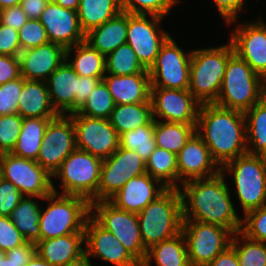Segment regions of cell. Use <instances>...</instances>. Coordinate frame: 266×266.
<instances>
[{"label": "cell", "instance_id": "ffe728a7", "mask_svg": "<svg viewBox=\"0 0 266 266\" xmlns=\"http://www.w3.org/2000/svg\"><path fill=\"white\" fill-rule=\"evenodd\" d=\"M44 26L51 43L63 46L65 49L85 41L78 14L75 10L64 8L49 2L38 19Z\"/></svg>", "mask_w": 266, "mask_h": 266}, {"label": "cell", "instance_id": "2e32d148", "mask_svg": "<svg viewBox=\"0 0 266 266\" xmlns=\"http://www.w3.org/2000/svg\"><path fill=\"white\" fill-rule=\"evenodd\" d=\"M145 172V160L134 150L119 146L102 162L97 201H108L127 181Z\"/></svg>", "mask_w": 266, "mask_h": 266}, {"label": "cell", "instance_id": "91938a15", "mask_svg": "<svg viewBox=\"0 0 266 266\" xmlns=\"http://www.w3.org/2000/svg\"><path fill=\"white\" fill-rule=\"evenodd\" d=\"M90 259L91 258L86 253H84L78 259L69 262L65 266H93L91 264V260Z\"/></svg>", "mask_w": 266, "mask_h": 266}, {"label": "cell", "instance_id": "ac0fdd59", "mask_svg": "<svg viewBox=\"0 0 266 266\" xmlns=\"http://www.w3.org/2000/svg\"><path fill=\"white\" fill-rule=\"evenodd\" d=\"M230 33L234 52L266 81V23L262 19L238 24Z\"/></svg>", "mask_w": 266, "mask_h": 266}, {"label": "cell", "instance_id": "9a60e30c", "mask_svg": "<svg viewBox=\"0 0 266 266\" xmlns=\"http://www.w3.org/2000/svg\"><path fill=\"white\" fill-rule=\"evenodd\" d=\"M76 147L75 129L69 115L59 114L45 129L36 162L50 175Z\"/></svg>", "mask_w": 266, "mask_h": 266}, {"label": "cell", "instance_id": "11a10c76", "mask_svg": "<svg viewBox=\"0 0 266 266\" xmlns=\"http://www.w3.org/2000/svg\"><path fill=\"white\" fill-rule=\"evenodd\" d=\"M36 254V243L27 241L21 246L15 247L12 250L5 252V256L9 260L16 263H28Z\"/></svg>", "mask_w": 266, "mask_h": 266}, {"label": "cell", "instance_id": "6125c7cd", "mask_svg": "<svg viewBox=\"0 0 266 266\" xmlns=\"http://www.w3.org/2000/svg\"><path fill=\"white\" fill-rule=\"evenodd\" d=\"M27 263H16L13 260H9L5 253L2 255V259H0V266H25Z\"/></svg>", "mask_w": 266, "mask_h": 266}, {"label": "cell", "instance_id": "ab89813d", "mask_svg": "<svg viewBox=\"0 0 266 266\" xmlns=\"http://www.w3.org/2000/svg\"><path fill=\"white\" fill-rule=\"evenodd\" d=\"M231 245L236 250L239 266H266L265 242L250 239L238 231L233 234Z\"/></svg>", "mask_w": 266, "mask_h": 266}, {"label": "cell", "instance_id": "d6a6232c", "mask_svg": "<svg viewBox=\"0 0 266 266\" xmlns=\"http://www.w3.org/2000/svg\"><path fill=\"white\" fill-rule=\"evenodd\" d=\"M244 116L247 153L266 157V95L246 111Z\"/></svg>", "mask_w": 266, "mask_h": 266}, {"label": "cell", "instance_id": "3957f363", "mask_svg": "<svg viewBox=\"0 0 266 266\" xmlns=\"http://www.w3.org/2000/svg\"><path fill=\"white\" fill-rule=\"evenodd\" d=\"M140 236L144 248L182 232L183 212L178 188H167L138 214Z\"/></svg>", "mask_w": 266, "mask_h": 266}, {"label": "cell", "instance_id": "b9f144b4", "mask_svg": "<svg viewBox=\"0 0 266 266\" xmlns=\"http://www.w3.org/2000/svg\"><path fill=\"white\" fill-rule=\"evenodd\" d=\"M180 0H120L121 11L165 17Z\"/></svg>", "mask_w": 266, "mask_h": 266}, {"label": "cell", "instance_id": "74e56055", "mask_svg": "<svg viewBox=\"0 0 266 266\" xmlns=\"http://www.w3.org/2000/svg\"><path fill=\"white\" fill-rule=\"evenodd\" d=\"M136 73L149 72L139 62L129 44L120 45L106 56V74L123 76Z\"/></svg>", "mask_w": 266, "mask_h": 266}, {"label": "cell", "instance_id": "603a6c76", "mask_svg": "<svg viewBox=\"0 0 266 266\" xmlns=\"http://www.w3.org/2000/svg\"><path fill=\"white\" fill-rule=\"evenodd\" d=\"M66 59V49L47 43L23 50L19 54L20 75L26 80L46 81Z\"/></svg>", "mask_w": 266, "mask_h": 266}, {"label": "cell", "instance_id": "e575fe53", "mask_svg": "<svg viewBox=\"0 0 266 266\" xmlns=\"http://www.w3.org/2000/svg\"><path fill=\"white\" fill-rule=\"evenodd\" d=\"M196 125L154 120L156 147L177 155L196 132Z\"/></svg>", "mask_w": 266, "mask_h": 266}, {"label": "cell", "instance_id": "7dc6e473", "mask_svg": "<svg viewBox=\"0 0 266 266\" xmlns=\"http://www.w3.org/2000/svg\"><path fill=\"white\" fill-rule=\"evenodd\" d=\"M26 242L12 220L8 216H0V250L5 253Z\"/></svg>", "mask_w": 266, "mask_h": 266}, {"label": "cell", "instance_id": "94428289", "mask_svg": "<svg viewBox=\"0 0 266 266\" xmlns=\"http://www.w3.org/2000/svg\"><path fill=\"white\" fill-rule=\"evenodd\" d=\"M25 266H52L46 260L42 259L39 255L35 254L34 257Z\"/></svg>", "mask_w": 266, "mask_h": 266}, {"label": "cell", "instance_id": "7c38bea8", "mask_svg": "<svg viewBox=\"0 0 266 266\" xmlns=\"http://www.w3.org/2000/svg\"><path fill=\"white\" fill-rule=\"evenodd\" d=\"M1 175L15 185L24 196L44 199L52 190V175L35 160L11 153L0 154Z\"/></svg>", "mask_w": 266, "mask_h": 266}, {"label": "cell", "instance_id": "1f68e13d", "mask_svg": "<svg viewBox=\"0 0 266 266\" xmlns=\"http://www.w3.org/2000/svg\"><path fill=\"white\" fill-rule=\"evenodd\" d=\"M51 119L53 118H23L20 135L11 154L36 161L45 129Z\"/></svg>", "mask_w": 266, "mask_h": 266}, {"label": "cell", "instance_id": "5bb4252c", "mask_svg": "<svg viewBox=\"0 0 266 266\" xmlns=\"http://www.w3.org/2000/svg\"><path fill=\"white\" fill-rule=\"evenodd\" d=\"M68 115L74 123L77 149L104 160L119 148V135L109 119L90 118L77 112Z\"/></svg>", "mask_w": 266, "mask_h": 266}, {"label": "cell", "instance_id": "60d3db41", "mask_svg": "<svg viewBox=\"0 0 266 266\" xmlns=\"http://www.w3.org/2000/svg\"><path fill=\"white\" fill-rule=\"evenodd\" d=\"M115 105L108 87L101 80L90 93L87 101L76 112L90 118L109 119Z\"/></svg>", "mask_w": 266, "mask_h": 266}, {"label": "cell", "instance_id": "484cf974", "mask_svg": "<svg viewBox=\"0 0 266 266\" xmlns=\"http://www.w3.org/2000/svg\"><path fill=\"white\" fill-rule=\"evenodd\" d=\"M84 233H72L36 243V254L52 266H65L85 253Z\"/></svg>", "mask_w": 266, "mask_h": 266}, {"label": "cell", "instance_id": "c3c4849f", "mask_svg": "<svg viewBox=\"0 0 266 266\" xmlns=\"http://www.w3.org/2000/svg\"><path fill=\"white\" fill-rule=\"evenodd\" d=\"M24 195L10 181L0 180V216H9Z\"/></svg>", "mask_w": 266, "mask_h": 266}, {"label": "cell", "instance_id": "4dcf8cb0", "mask_svg": "<svg viewBox=\"0 0 266 266\" xmlns=\"http://www.w3.org/2000/svg\"><path fill=\"white\" fill-rule=\"evenodd\" d=\"M153 120L151 102L115 105L109 117L110 124L119 136L129 130L149 125Z\"/></svg>", "mask_w": 266, "mask_h": 266}, {"label": "cell", "instance_id": "30bf717a", "mask_svg": "<svg viewBox=\"0 0 266 266\" xmlns=\"http://www.w3.org/2000/svg\"><path fill=\"white\" fill-rule=\"evenodd\" d=\"M91 216L120 241L127 252L140 264L147 250L140 236L138 215L116 208L109 201L91 202Z\"/></svg>", "mask_w": 266, "mask_h": 266}, {"label": "cell", "instance_id": "44dd1931", "mask_svg": "<svg viewBox=\"0 0 266 266\" xmlns=\"http://www.w3.org/2000/svg\"><path fill=\"white\" fill-rule=\"evenodd\" d=\"M178 181L184 182L217 175L221 167L211 157L209 148L195 132L177 154Z\"/></svg>", "mask_w": 266, "mask_h": 266}, {"label": "cell", "instance_id": "4fadbf2b", "mask_svg": "<svg viewBox=\"0 0 266 266\" xmlns=\"http://www.w3.org/2000/svg\"><path fill=\"white\" fill-rule=\"evenodd\" d=\"M163 17L128 13L126 43L136 53L142 66L149 70L154 64L161 46L170 37L159 26Z\"/></svg>", "mask_w": 266, "mask_h": 266}, {"label": "cell", "instance_id": "8fae6325", "mask_svg": "<svg viewBox=\"0 0 266 266\" xmlns=\"http://www.w3.org/2000/svg\"><path fill=\"white\" fill-rule=\"evenodd\" d=\"M191 53L184 52L170 36L148 70L151 87L189 89Z\"/></svg>", "mask_w": 266, "mask_h": 266}, {"label": "cell", "instance_id": "d6986e66", "mask_svg": "<svg viewBox=\"0 0 266 266\" xmlns=\"http://www.w3.org/2000/svg\"><path fill=\"white\" fill-rule=\"evenodd\" d=\"M86 243V244H85ZM85 253L91 258H101L114 266H141L115 236L102 227L91 215L84 229Z\"/></svg>", "mask_w": 266, "mask_h": 266}, {"label": "cell", "instance_id": "6da1fadb", "mask_svg": "<svg viewBox=\"0 0 266 266\" xmlns=\"http://www.w3.org/2000/svg\"><path fill=\"white\" fill-rule=\"evenodd\" d=\"M224 176L219 172L215 176L180 185L183 220L220 225L233 234L241 231L242 218L236 213Z\"/></svg>", "mask_w": 266, "mask_h": 266}, {"label": "cell", "instance_id": "9f6ffc18", "mask_svg": "<svg viewBox=\"0 0 266 266\" xmlns=\"http://www.w3.org/2000/svg\"><path fill=\"white\" fill-rule=\"evenodd\" d=\"M50 0H21L20 6L28 19H39Z\"/></svg>", "mask_w": 266, "mask_h": 266}, {"label": "cell", "instance_id": "7bdbcfd3", "mask_svg": "<svg viewBox=\"0 0 266 266\" xmlns=\"http://www.w3.org/2000/svg\"><path fill=\"white\" fill-rule=\"evenodd\" d=\"M23 118L18 114L0 116V154L11 153L20 135Z\"/></svg>", "mask_w": 266, "mask_h": 266}, {"label": "cell", "instance_id": "ee69618b", "mask_svg": "<svg viewBox=\"0 0 266 266\" xmlns=\"http://www.w3.org/2000/svg\"><path fill=\"white\" fill-rule=\"evenodd\" d=\"M241 232L250 239L266 243V206L244 215Z\"/></svg>", "mask_w": 266, "mask_h": 266}, {"label": "cell", "instance_id": "52a82bcc", "mask_svg": "<svg viewBox=\"0 0 266 266\" xmlns=\"http://www.w3.org/2000/svg\"><path fill=\"white\" fill-rule=\"evenodd\" d=\"M220 172L232 174L244 215L266 206V157L245 153L223 165Z\"/></svg>", "mask_w": 266, "mask_h": 266}, {"label": "cell", "instance_id": "f1b7e54d", "mask_svg": "<svg viewBox=\"0 0 266 266\" xmlns=\"http://www.w3.org/2000/svg\"><path fill=\"white\" fill-rule=\"evenodd\" d=\"M153 261L157 266H191L182 232L151 246L141 266H151Z\"/></svg>", "mask_w": 266, "mask_h": 266}, {"label": "cell", "instance_id": "ba28073f", "mask_svg": "<svg viewBox=\"0 0 266 266\" xmlns=\"http://www.w3.org/2000/svg\"><path fill=\"white\" fill-rule=\"evenodd\" d=\"M102 162V159L86 151L73 150L52 175V178L57 177L62 181L63 191L59 194L77 195L90 203L97 202Z\"/></svg>", "mask_w": 266, "mask_h": 266}, {"label": "cell", "instance_id": "f35d334b", "mask_svg": "<svg viewBox=\"0 0 266 266\" xmlns=\"http://www.w3.org/2000/svg\"><path fill=\"white\" fill-rule=\"evenodd\" d=\"M119 146L128 150H134L146 161L156 148L154 120L149 125L122 133L119 136Z\"/></svg>", "mask_w": 266, "mask_h": 266}, {"label": "cell", "instance_id": "5b68a950", "mask_svg": "<svg viewBox=\"0 0 266 266\" xmlns=\"http://www.w3.org/2000/svg\"><path fill=\"white\" fill-rule=\"evenodd\" d=\"M266 95V81L235 52L229 57L214 104L245 113Z\"/></svg>", "mask_w": 266, "mask_h": 266}, {"label": "cell", "instance_id": "be15d7a7", "mask_svg": "<svg viewBox=\"0 0 266 266\" xmlns=\"http://www.w3.org/2000/svg\"><path fill=\"white\" fill-rule=\"evenodd\" d=\"M21 0H0V8L12 7L20 5Z\"/></svg>", "mask_w": 266, "mask_h": 266}, {"label": "cell", "instance_id": "e0dca14e", "mask_svg": "<svg viewBox=\"0 0 266 266\" xmlns=\"http://www.w3.org/2000/svg\"><path fill=\"white\" fill-rule=\"evenodd\" d=\"M150 101L154 120L197 124L201 104L188 89L151 87Z\"/></svg>", "mask_w": 266, "mask_h": 266}, {"label": "cell", "instance_id": "f5cc1de1", "mask_svg": "<svg viewBox=\"0 0 266 266\" xmlns=\"http://www.w3.org/2000/svg\"><path fill=\"white\" fill-rule=\"evenodd\" d=\"M28 20L20 5L1 9L0 23L19 30Z\"/></svg>", "mask_w": 266, "mask_h": 266}, {"label": "cell", "instance_id": "6f0895ef", "mask_svg": "<svg viewBox=\"0 0 266 266\" xmlns=\"http://www.w3.org/2000/svg\"><path fill=\"white\" fill-rule=\"evenodd\" d=\"M207 266H239L235 248L230 245Z\"/></svg>", "mask_w": 266, "mask_h": 266}, {"label": "cell", "instance_id": "83f0119b", "mask_svg": "<svg viewBox=\"0 0 266 266\" xmlns=\"http://www.w3.org/2000/svg\"><path fill=\"white\" fill-rule=\"evenodd\" d=\"M128 12L120 11L116 16L91 29L85 34V41L104 56L126 43Z\"/></svg>", "mask_w": 266, "mask_h": 266}, {"label": "cell", "instance_id": "f6af8a7d", "mask_svg": "<svg viewBox=\"0 0 266 266\" xmlns=\"http://www.w3.org/2000/svg\"><path fill=\"white\" fill-rule=\"evenodd\" d=\"M21 51L49 43L44 26L38 19H28L18 30Z\"/></svg>", "mask_w": 266, "mask_h": 266}, {"label": "cell", "instance_id": "8992f818", "mask_svg": "<svg viewBox=\"0 0 266 266\" xmlns=\"http://www.w3.org/2000/svg\"><path fill=\"white\" fill-rule=\"evenodd\" d=\"M233 53L230 41L219 47L192 50L188 90L201 105L216 102L228 59Z\"/></svg>", "mask_w": 266, "mask_h": 266}, {"label": "cell", "instance_id": "4316f807", "mask_svg": "<svg viewBox=\"0 0 266 266\" xmlns=\"http://www.w3.org/2000/svg\"><path fill=\"white\" fill-rule=\"evenodd\" d=\"M17 113L22 118H55L59 115L51 104L46 81L24 78Z\"/></svg>", "mask_w": 266, "mask_h": 266}, {"label": "cell", "instance_id": "836d02e7", "mask_svg": "<svg viewBox=\"0 0 266 266\" xmlns=\"http://www.w3.org/2000/svg\"><path fill=\"white\" fill-rule=\"evenodd\" d=\"M121 11L120 0H80L77 9L79 25L86 34Z\"/></svg>", "mask_w": 266, "mask_h": 266}, {"label": "cell", "instance_id": "8d00e7d4", "mask_svg": "<svg viewBox=\"0 0 266 266\" xmlns=\"http://www.w3.org/2000/svg\"><path fill=\"white\" fill-rule=\"evenodd\" d=\"M146 172L167 188H179L177 155L156 147L145 161Z\"/></svg>", "mask_w": 266, "mask_h": 266}, {"label": "cell", "instance_id": "bcb514c9", "mask_svg": "<svg viewBox=\"0 0 266 266\" xmlns=\"http://www.w3.org/2000/svg\"><path fill=\"white\" fill-rule=\"evenodd\" d=\"M24 77L0 85V116L16 114Z\"/></svg>", "mask_w": 266, "mask_h": 266}, {"label": "cell", "instance_id": "cb8c5ba5", "mask_svg": "<svg viewBox=\"0 0 266 266\" xmlns=\"http://www.w3.org/2000/svg\"><path fill=\"white\" fill-rule=\"evenodd\" d=\"M78 78L79 75L65 59L46 80L51 104L58 114L68 115L75 112Z\"/></svg>", "mask_w": 266, "mask_h": 266}, {"label": "cell", "instance_id": "f907efd6", "mask_svg": "<svg viewBox=\"0 0 266 266\" xmlns=\"http://www.w3.org/2000/svg\"><path fill=\"white\" fill-rule=\"evenodd\" d=\"M218 8L219 14L223 17L227 25L234 24L240 16L238 15L244 8L245 0H213ZM241 10V11H240Z\"/></svg>", "mask_w": 266, "mask_h": 266}, {"label": "cell", "instance_id": "7a4b0ae2", "mask_svg": "<svg viewBox=\"0 0 266 266\" xmlns=\"http://www.w3.org/2000/svg\"><path fill=\"white\" fill-rule=\"evenodd\" d=\"M196 133L205 142L219 167L247 153L246 120L240 111L214 103L202 104L198 112Z\"/></svg>", "mask_w": 266, "mask_h": 266}, {"label": "cell", "instance_id": "d590c367", "mask_svg": "<svg viewBox=\"0 0 266 266\" xmlns=\"http://www.w3.org/2000/svg\"><path fill=\"white\" fill-rule=\"evenodd\" d=\"M35 196H24L17 207L8 216L27 241L37 243L40 240L41 206Z\"/></svg>", "mask_w": 266, "mask_h": 266}, {"label": "cell", "instance_id": "9c48e42d", "mask_svg": "<svg viewBox=\"0 0 266 266\" xmlns=\"http://www.w3.org/2000/svg\"><path fill=\"white\" fill-rule=\"evenodd\" d=\"M182 234L191 266H207L231 245L233 237L223 226L194 220H183Z\"/></svg>", "mask_w": 266, "mask_h": 266}, {"label": "cell", "instance_id": "db71d44e", "mask_svg": "<svg viewBox=\"0 0 266 266\" xmlns=\"http://www.w3.org/2000/svg\"><path fill=\"white\" fill-rule=\"evenodd\" d=\"M100 81L99 78L79 76L78 92L75 94V112L87 101L90 93Z\"/></svg>", "mask_w": 266, "mask_h": 266}, {"label": "cell", "instance_id": "816d5d0a", "mask_svg": "<svg viewBox=\"0 0 266 266\" xmlns=\"http://www.w3.org/2000/svg\"><path fill=\"white\" fill-rule=\"evenodd\" d=\"M20 76L19 56L0 55V85Z\"/></svg>", "mask_w": 266, "mask_h": 266}, {"label": "cell", "instance_id": "d4e9b609", "mask_svg": "<svg viewBox=\"0 0 266 266\" xmlns=\"http://www.w3.org/2000/svg\"><path fill=\"white\" fill-rule=\"evenodd\" d=\"M102 80L108 87L116 105L151 102L149 73L123 76L105 74Z\"/></svg>", "mask_w": 266, "mask_h": 266}, {"label": "cell", "instance_id": "03108f58", "mask_svg": "<svg viewBox=\"0 0 266 266\" xmlns=\"http://www.w3.org/2000/svg\"><path fill=\"white\" fill-rule=\"evenodd\" d=\"M1 178H2V175H1V167H0V180H1Z\"/></svg>", "mask_w": 266, "mask_h": 266}, {"label": "cell", "instance_id": "680465c9", "mask_svg": "<svg viewBox=\"0 0 266 266\" xmlns=\"http://www.w3.org/2000/svg\"><path fill=\"white\" fill-rule=\"evenodd\" d=\"M64 8L77 11L80 0H50Z\"/></svg>", "mask_w": 266, "mask_h": 266}, {"label": "cell", "instance_id": "681fc988", "mask_svg": "<svg viewBox=\"0 0 266 266\" xmlns=\"http://www.w3.org/2000/svg\"><path fill=\"white\" fill-rule=\"evenodd\" d=\"M20 52L18 31L0 23V55L19 56Z\"/></svg>", "mask_w": 266, "mask_h": 266}, {"label": "cell", "instance_id": "7402d4cb", "mask_svg": "<svg viewBox=\"0 0 266 266\" xmlns=\"http://www.w3.org/2000/svg\"><path fill=\"white\" fill-rule=\"evenodd\" d=\"M166 189L158 179L145 172L127 181L108 201L118 209L138 214Z\"/></svg>", "mask_w": 266, "mask_h": 266}, {"label": "cell", "instance_id": "e7e4bbea", "mask_svg": "<svg viewBox=\"0 0 266 266\" xmlns=\"http://www.w3.org/2000/svg\"><path fill=\"white\" fill-rule=\"evenodd\" d=\"M2 255H4V252L0 250V259H2Z\"/></svg>", "mask_w": 266, "mask_h": 266}, {"label": "cell", "instance_id": "277c9868", "mask_svg": "<svg viewBox=\"0 0 266 266\" xmlns=\"http://www.w3.org/2000/svg\"><path fill=\"white\" fill-rule=\"evenodd\" d=\"M52 190L43 199L49 205L40 212V240L84 233L86 220L91 215L90 202L81 196L59 194L54 183Z\"/></svg>", "mask_w": 266, "mask_h": 266}, {"label": "cell", "instance_id": "f546056e", "mask_svg": "<svg viewBox=\"0 0 266 266\" xmlns=\"http://www.w3.org/2000/svg\"><path fill=\"white\" fill-rule=\"evenodd\" d=\"M71 53H74L75 56H71ZM66 60L79 76L102 80L106 74V56L94 49L86 41L67 48Z\"/></svg>", "mask_w": 266, "mask_h": 266}]
</instances>
